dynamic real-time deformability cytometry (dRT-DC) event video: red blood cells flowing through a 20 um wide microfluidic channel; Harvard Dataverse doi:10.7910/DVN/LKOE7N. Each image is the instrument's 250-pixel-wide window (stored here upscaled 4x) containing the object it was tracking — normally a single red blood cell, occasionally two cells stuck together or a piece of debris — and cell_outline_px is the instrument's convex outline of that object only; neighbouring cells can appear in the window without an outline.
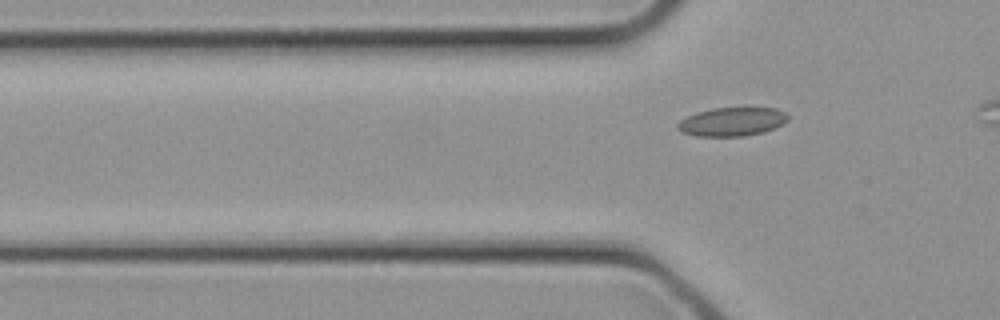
{"species": "common noctule bat (a hibernating species)", "species_latin": "Nyctalus noctula", "temperature_condition": "cold", "stored_images_in_passage": 4, "camera_frame_rate_fps": 3000, "um_per_image_px": 0.085, "animal": {"sex": "female", "body_mass_g": 21.9}, "frame": {"image": 1, "passage_image": 4, "time_ms": 1.0, "image_size_px": [1000, 320], "cell_outline_px": [[788, 120], [776, 128], [764, 132], [744, 136], [696, 136], [680, 132], [676, 128], [676, 124], [680, 120], [696, 112], [712, 108], [776, 108], [784, 112], [788, 116]], "centroid_in_image_um": [62.2, 10.35], "position_along_channel_um": 63.6, "area_um2": 18.55}}